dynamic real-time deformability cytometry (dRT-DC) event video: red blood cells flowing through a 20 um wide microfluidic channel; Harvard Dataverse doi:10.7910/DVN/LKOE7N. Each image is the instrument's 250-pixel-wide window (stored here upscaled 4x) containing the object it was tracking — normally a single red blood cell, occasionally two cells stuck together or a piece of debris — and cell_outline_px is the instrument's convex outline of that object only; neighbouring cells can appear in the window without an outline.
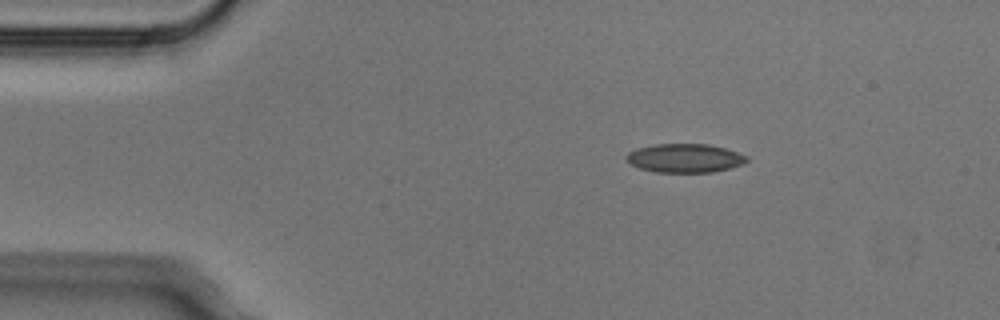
{"species": "Egyptian fruit bat (a non-hibernating species)", "species_latin": "Rousettus aegyptiacus", "temperature_condition": "cold", "stored_images_in_passage": 4, "camera_frame_rate_fps": 3000, "um_per_image_px": 0.085, "animal": {"sex": "male"}, "frame": {"image": 1, "passage_image": 1, "time_ms": 0.0, "image_size_px": [1000, 320], "cell_outline_px": [[748, 160], [744, 164], [712, 172], [656, 172], [640, 168], [628, 164], [628, 152], [636, 148], [656, 144], [708, 144], [724, 148], [748, 156]], "centroid_in_image_um": [58.21, 13.44], "position_along_channel_um": 26.8, "area_um2": 20.06}}
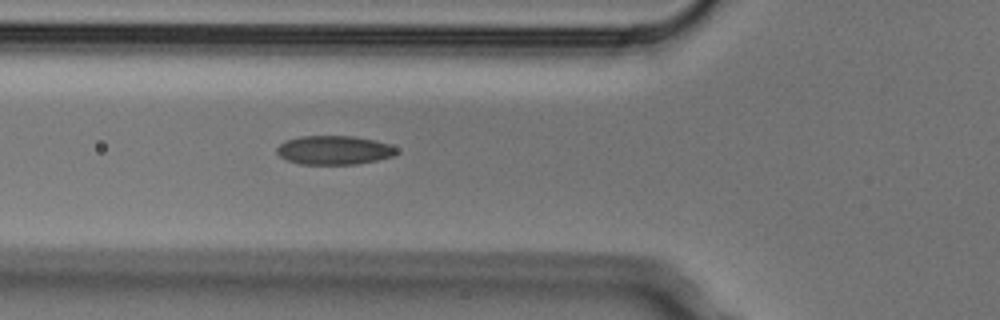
{"frame": {"image": 2, "passage_image": 4, "time_ms": 1.0, "image_size_px": [1000, 320], "cell_outline_px": [[400, 152], [392, 156], [376, 160], [356, 164], [300, 164], [288, 160], [280, 156], [276, 152], [276, 148], [284, 140], [300, 136], [352, 136], [376, 140], [388, 144], [396, 148]], "centroid_in_image_um": [28.38, 12.75], "position_along_channel_um": 97.4, "area_um2": 20.17}}